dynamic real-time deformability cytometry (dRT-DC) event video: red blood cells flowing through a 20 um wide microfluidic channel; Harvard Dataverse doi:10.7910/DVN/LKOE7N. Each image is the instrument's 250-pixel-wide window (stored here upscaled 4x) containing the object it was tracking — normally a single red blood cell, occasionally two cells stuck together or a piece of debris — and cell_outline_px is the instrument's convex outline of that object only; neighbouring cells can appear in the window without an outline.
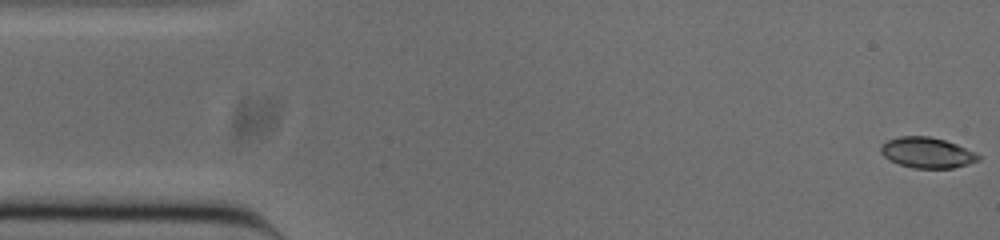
{"species": "common noctule bat (a hibernating species)", "species_latin": "Nyctalus noctula", "temperature_condition": "cold", "stored_images_in_passage": 52, "camera_frame_rate_fps": 3000, "um_per_image_px": 0.085, "animal": {"sex": "male", "body_mass_g": 20.0, "forearm_length_mm": 53.3}, "frame": {"image": 1, "passage_image": 1, "time_ms": 0.0, "image_size_px": [1000, 240], "cell_outline_px": [[980, 160], [968, 164], [952, 168], [912, 168], [888, 160], [880, 152], [880, 148], [888, 140], [900, 136], [928, 136], [944, 140], [956, 144], [976, 152], [980, 156]], "centroid_in_image_um": [78.81, 12.98], "position_along_channel_um": 6.2, "area_um2": 17.34}}
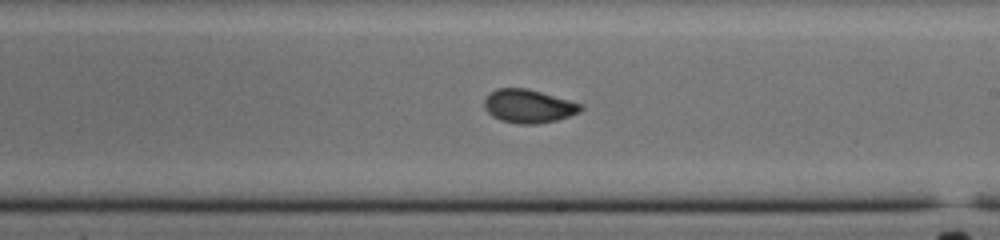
{"frame": {"image": 2, "passage_image": 29, "time_ms": 9.333, "image_size_px": [1000, 240], "cell_outline_px": [[584, 108], [580, 112], [556, 120], [536, 124], [520, 124], [500, 120], [492, 116], [484, 108], [484, 96], [488, 92], [496, 88], [524, 88], [540, 92], [584, 104]], "centroid_in_image_um": [44.89, 9.02], "position_along_channel_um": 244.1, "area_um2": 18.9}}
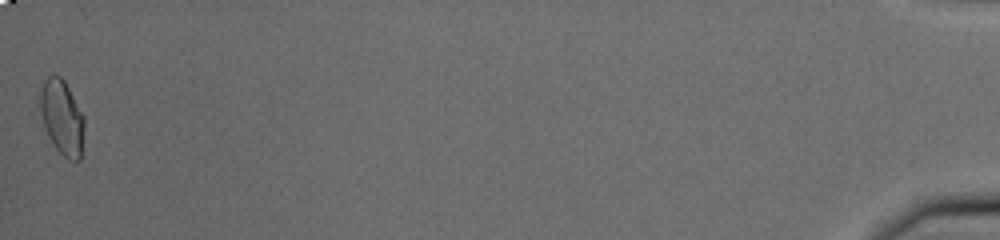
{"frame": {"image": 3, "passage_image": 52, "time_ms": 17.0, "image_size_px": [1000, 240], "cell_outline_px": [[84, 124], [80, 160], [68, 160], [56, 148], [48, 136], [44, 128], [40, 112], [40, 92], [44, 80], [52, 72], [60, 76], [64, 80], [84, 116]], "centroid_in_image_um": [5.25, 9.95], "position_along_channel_um": 429.9, "area_um2": 19.25}, "authors_computed_cell_mechanics": {"area_um2": 18.4382, "velocity_mm_per_s": 3.8523, "shape_relaxation_time_tau1_ms": 4.2076, "shape_relaxation_time_tau2_ms": 1.4897, "deformation_change_tau1": 0.1387, "deformation_change_tau2": 0.0516}}